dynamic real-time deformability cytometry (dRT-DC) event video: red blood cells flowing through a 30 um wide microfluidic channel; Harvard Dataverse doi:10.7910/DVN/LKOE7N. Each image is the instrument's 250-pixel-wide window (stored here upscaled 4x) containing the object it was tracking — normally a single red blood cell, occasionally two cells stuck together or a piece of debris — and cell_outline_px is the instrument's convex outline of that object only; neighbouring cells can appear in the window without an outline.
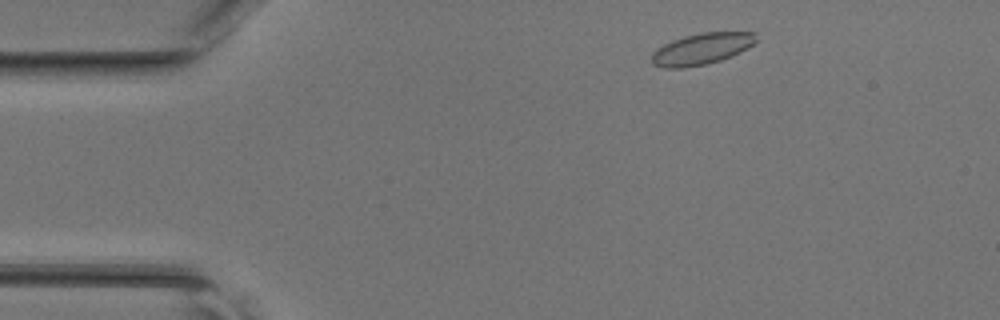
{"species": "common noctule bat (a hibernating species)", "species_latin": "Nyctalus noctula", "temperature_condition": "room temperature", "stored_images_in_passage": 42, "camera_frame_rate_fps": 3000, "um_per_image_px": 0.085, "animal": {"sex": "female", "body_mass_g": 17.0, "forearm_length_mm": 48.0}, "frame": {"image": 1, "passage_image": 3, "time_ms": 0.667, "image_size_px": [1000, 320], "cell_outline_px": [[756, 40], [748, 48], [740, 52], [720, 60], [708, 64], [684, 68], [664, 68], [652, 64], [652, 52], [656, 48], [672, 40], [684, 36], [700, 32], [756, 32]], "centroid_in_image_um": [59.61, 4.15], "position_along_channel_um": 25.4, "area_um2": 19.19}}
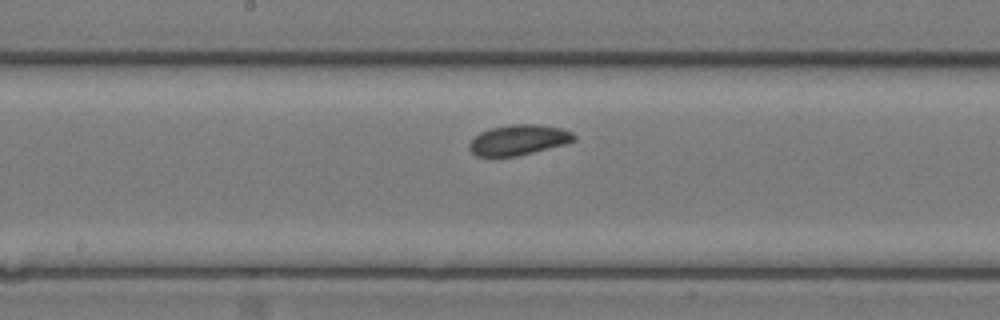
{"frame": {"image": 2, "passage_image": 20, "time_ms": 6.333, "image_size_px": [1000, 320], "cell_outline_px": [[576, 140], [564, 144], [516, 156], [476, 156], [468, 148], [468, 144], [480, 132], [492, 128], [508, 124], [536, 124], [560, 128], [572, 132], [576, 136]], "centroid_in_image_um": [44.07, 11.88], "position_along_channel_um": 204.1, "area_um2": 18.32}}
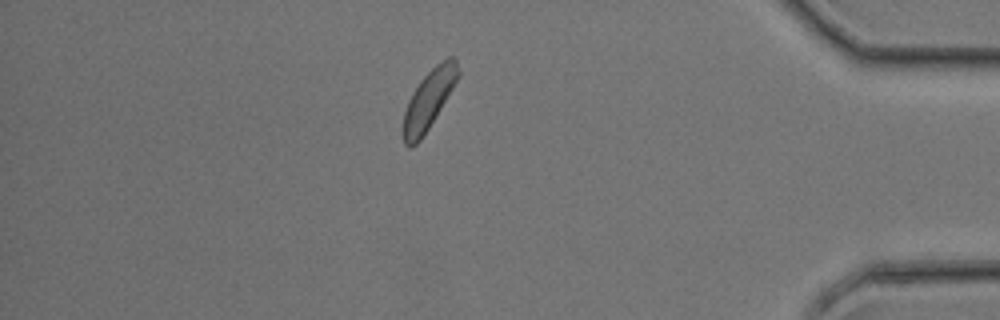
{"frame": {"image": 3, "passage_image": 36, "time_ms": 11.667, "image_size_px": [1000, 320], "cell_outline_px": [[460, 76], [428, 128], [420, 140], [416, 144], [408, 148], [404, 144], [400, 132], [404, 112], [408, 100], [412, 92], [420, 80], [436, 64], [448, 56], [452, 56], [456, 60], [460, 72]], "centroid_in_image_um": [36.4, 8.49], "position_along_channel_um": 398.8, "area_um2": 19.02}}